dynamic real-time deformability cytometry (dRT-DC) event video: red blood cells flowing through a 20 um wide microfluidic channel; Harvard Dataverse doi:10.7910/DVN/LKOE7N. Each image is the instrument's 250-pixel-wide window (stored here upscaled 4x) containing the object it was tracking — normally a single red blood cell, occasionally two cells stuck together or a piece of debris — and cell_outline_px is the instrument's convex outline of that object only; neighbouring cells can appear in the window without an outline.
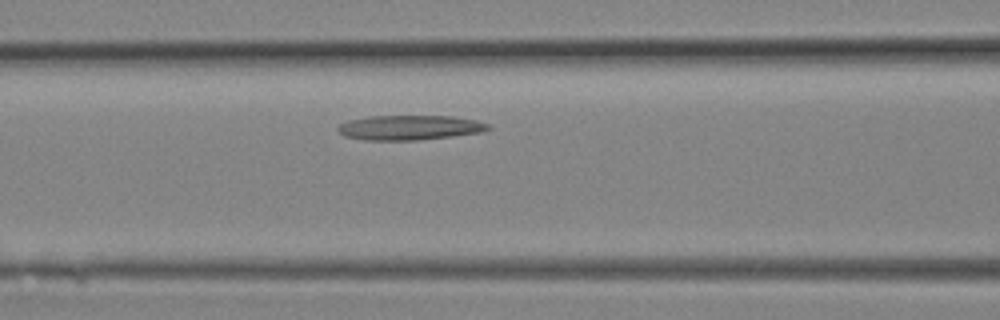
{"species": "Egyptian fruit bat (a non-hibernating species)", "species_latin": "Rousettus aegyptiacus", "temperature_condition": "room temperature", "stored_images_in_passage": 4, "camera_frame_rate_fps": 3000, "um_per_image_px": 0.085, "animal": {"sex": "female"}, "frame": {"image": 1, "passage_image": 4, "time_ms": 1.0, "image_size_px": [1000, 320], "cell_outline_px": [[492, 128], [480, 132], [452, 136], [416, 140], [364, 140], [344, 136], [336, 128], [340, 124], [348, 120], [368, 116], [452, 116], [476, 120], [492, 124]], "centroid_in_image_um": [34.83, 10.84], "position_along_channel_um": 131.8, "area_um2": 21.73}}